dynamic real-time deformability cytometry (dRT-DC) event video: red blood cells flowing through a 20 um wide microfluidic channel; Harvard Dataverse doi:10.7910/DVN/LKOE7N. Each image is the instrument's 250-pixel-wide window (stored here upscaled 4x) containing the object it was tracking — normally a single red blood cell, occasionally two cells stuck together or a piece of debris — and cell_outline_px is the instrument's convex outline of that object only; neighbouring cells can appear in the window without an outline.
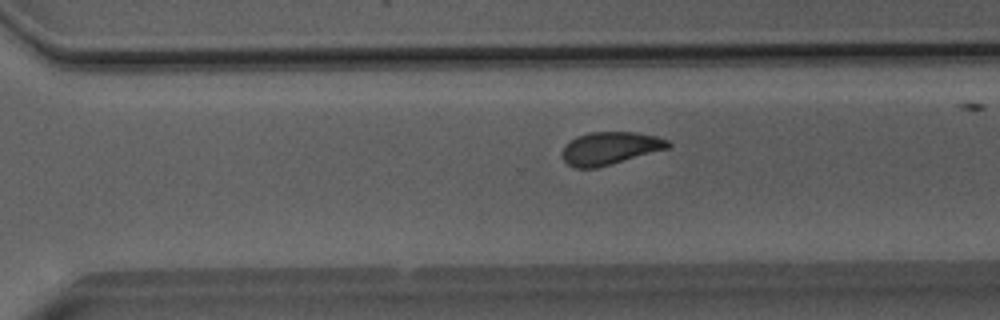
{"species": "Egyptian fruit bat (a non-hibernating species)", "species_latin": "Rousettus aegyptiacus", "temperature_condition": "room temperature", "stored_images_in_passage": 37, "camera_frame_rate_fps": 3000, "um_per_image_px": 0.085, "animal": {"sex": "male"}, "frame": {"image": 1, "passage_image": 31, "time_ms": 10.0, "image_size_px": [1000, 320], "cell_outline_px": [[672, 144], [668, 148], [596, 168], [572, 168], [564, 160], [560, 152], [564, 144], [576, 136], [588, 132], [636, 132], [656, 136], [668, 140]], "centroid_in_image_um": [51.79, 12.59], "position_along_channel_um": 318.8, "area_um2": 20.29}}